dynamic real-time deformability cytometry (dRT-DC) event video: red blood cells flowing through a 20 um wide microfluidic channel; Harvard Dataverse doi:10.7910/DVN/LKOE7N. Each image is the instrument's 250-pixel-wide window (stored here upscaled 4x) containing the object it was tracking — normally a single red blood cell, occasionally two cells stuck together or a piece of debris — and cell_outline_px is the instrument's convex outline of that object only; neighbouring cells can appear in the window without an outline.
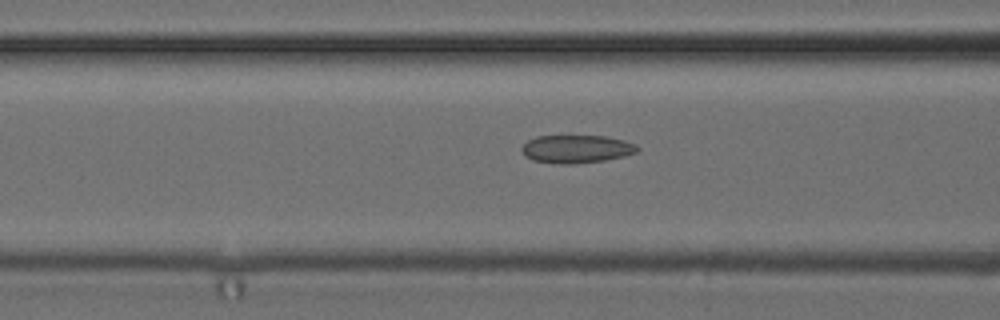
{"species": "common noctule bat (a hibernating species)", "species_latin": "Nyctalus noctula", "temperature_condition": "cold", "stored_images_in_passage": 17, "camera_frame_rate_fps": 3000, "um_per_image_px": 0.085, "animal": {"sex": "female", "body_mass_g": 24.6, "forearm_length_mm": 56.2}, "frame": {"image": 1, "passage_image": 5, "time_ms": 1.333, "image_size_px": [1000, 320], "cell_outline_px": [[640, 148], [636, 152], [624, 156], [604, 160], [572, 164], [560, 164], [532, 160], [524, 156], [520, 148], [528, 140], [536, 136], [608, 136], [624, 140], [636, 144]], "centroid_in_image_um": [48.99, 12.66], "position_along_channel_um": 117.6, "area_um2": 18.96}}
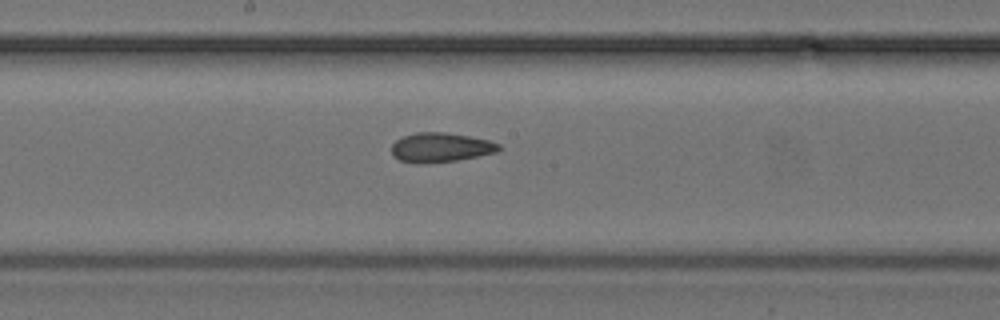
{"frame": {"image": 2, "passage_image": 12, "time_ms": 3.667, "image_size_px": [1000, 320], "cell_outline_px": [[504, 148], [496, 152], [456, 160], [420, 164], [416, 164], [400, 160], [392, 156], [392, 144], [396, 140], [404, 136], [416, 132], [444, 132], [468, 136], [488, 140], [500, 144]], "centroid_in_image_um": [37.44, 12.53], "position_along_channel_um": 210.8, "area_um2": 18.38}}
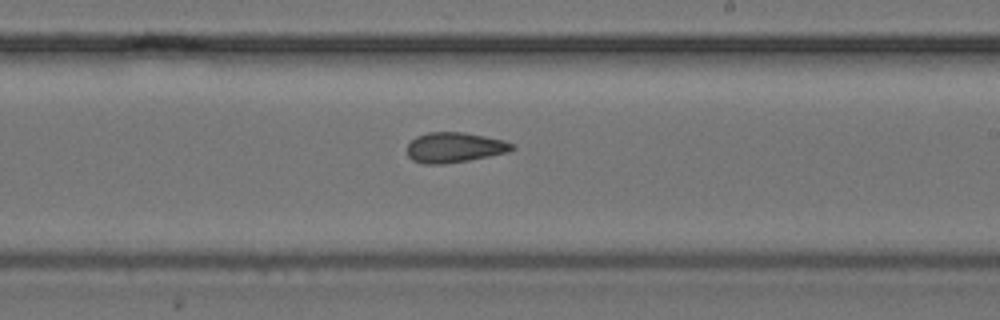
{"frame": {"image": 3, "passage_image": 15, "time_ms": 4.667, "image_size_px": [1000, 320], "cell_outline_px": [[516, 148], [508, 152], [468, 160], [444, 164], [424, 164], [412, 160], [408, 156], [408, 144], [416, 136], [428, 132], [464, 132], [504, 140], [512, 144]], "centroid_in_image_um": [38.62, 12.53], "position_along_channel_um": 250.4, "area_um2": 18.38}}